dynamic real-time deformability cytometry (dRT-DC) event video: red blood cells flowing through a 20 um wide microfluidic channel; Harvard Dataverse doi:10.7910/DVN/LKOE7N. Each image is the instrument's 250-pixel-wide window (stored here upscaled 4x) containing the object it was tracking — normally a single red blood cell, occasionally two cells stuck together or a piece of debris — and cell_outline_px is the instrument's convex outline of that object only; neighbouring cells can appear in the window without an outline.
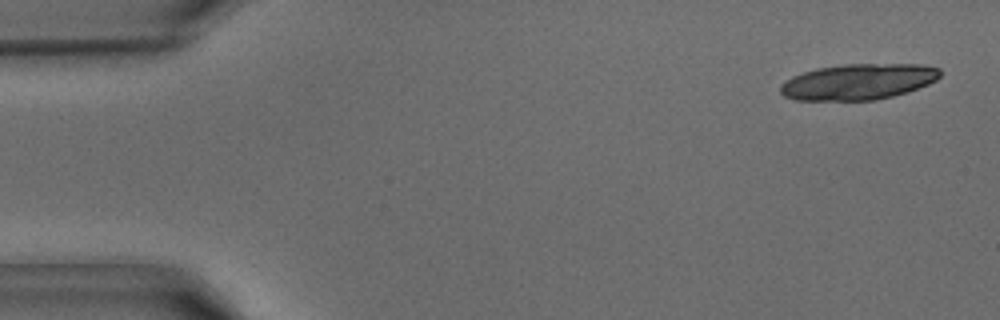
{"species": "common noctule bat (a hibernating species)", "species_latin": "Nyctalus noctula", "temperature_condition": "warm", "stored_images_in_passage": 17, "camera_frame_rate_fps": 3000, "um_per_image_px": 0.085, "animal": {"sex": "male", "body_mass_g": 15.6}, "frame": {"image": 1, "passage_image": 2, "time_ms": 0.333, "image_size_px": [1000, 320], "cell_outline_px": [[940, 76], [936, 80], [928, 84], [908, 92], [876, 100], [796, 100], [784, 96], [780, 92], [780, 84], [792, 76], [816, 68], [844, 64], [920, 64], [940, 68]], "centroid_in_image_um": [72.95, 6.95], "position_along_channel_um": 12.0, "area_um2": 33.47}}